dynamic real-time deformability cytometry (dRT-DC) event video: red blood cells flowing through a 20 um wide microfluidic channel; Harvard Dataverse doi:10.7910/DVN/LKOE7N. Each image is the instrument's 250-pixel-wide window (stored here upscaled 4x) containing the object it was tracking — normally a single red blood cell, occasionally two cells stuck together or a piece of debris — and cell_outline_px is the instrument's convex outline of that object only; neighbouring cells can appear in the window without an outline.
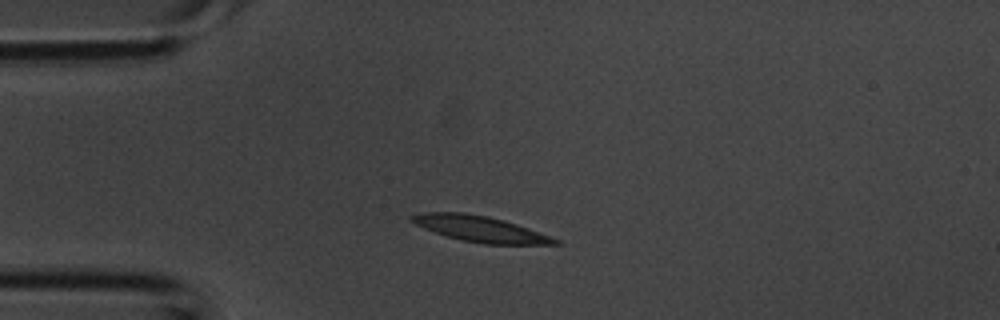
{"species": "common noctule bat (a hibernating species)", "species_latin": "Nyctalus noctula", "temperature_condition": "room temperature", "stored_images_in_passage": 2, "camera_frame_rate_fps": 3000, "um_per_image_px": 0.085, "animal": {"sex": "male", "body_mass_g": 20.1, "forearm_length_mm": 53.5}, "frame": {"image": 1, "passage_image": 1, "time_ms": 0.0, "image_size_px": [1000, 320], "cell_outline_px": [[560, 244], [484, 244], [460, 240], [424, 228], [408, 220], [408, 216], [424, 212], [464, 212], [488, 216], [504, 220], [552, 236], [560, 240]], "centroid_in_image_um": [40.81, 19.45], "position_along_channel_um": 44.2, "area_um2": 21.56}}